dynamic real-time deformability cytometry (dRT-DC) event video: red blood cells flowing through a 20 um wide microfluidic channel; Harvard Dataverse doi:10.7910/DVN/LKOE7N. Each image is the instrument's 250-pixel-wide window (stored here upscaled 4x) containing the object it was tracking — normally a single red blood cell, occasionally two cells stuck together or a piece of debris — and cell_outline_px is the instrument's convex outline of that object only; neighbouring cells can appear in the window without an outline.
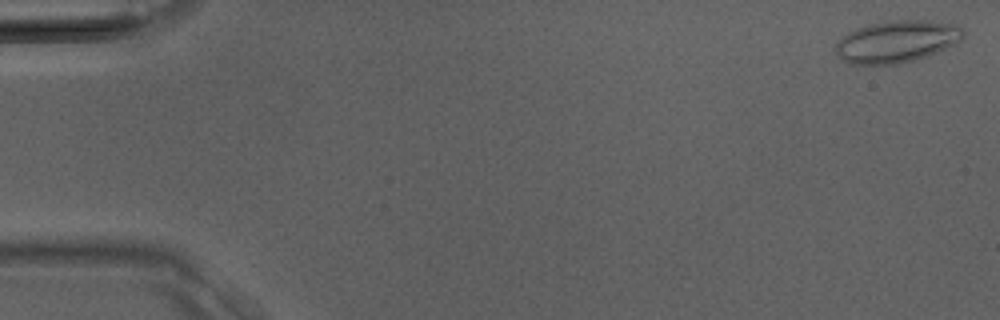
{"species": "Egyptian fruit bat (a non-hibernating species)", "species_latin": "Rousettus aegyptiacus", "temperature_condition": "room temperature", "stored_images_in_passage": 39, "camera_frame_rate_fps": 3000, "um_per_image_px": 0.085, "animal": {"sex": "male"}, "frame": {"image": 1, "passage_image": 1, "time_ms": 0.0, "image_size_px": [1000, 320], "cell_outline_px": [[964, 36], [956, 44], [936, 52], [912, 60], [896, 64], [848, 64], [836, 56], [836, 44], [844, 36], [856, 28], [872, 24], [892, 20], [928, 20], [956, 24], [964, 28]], "centroid_in_image_um": [76.24, 3.52], "position_along_channel_um": 8.8, "area_um2": 31.1}}
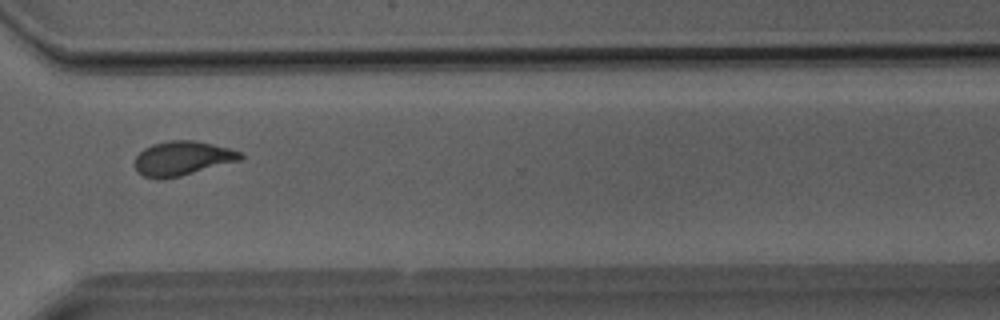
{"frame": {"image": 2, "passage_image": 29, "time_ms": 9.333, "image_size_px": [1000, 320], "cell_outline_px": [[244, 156], [240, 160], [180, 176], [160, 180], [156, 180], [144, 176], [136, 168], [136, 156], [144, 148], [152, 144], [172, 140], [196, 140], [228, 148], [240, 152]], "centroid_in_image_um": [15.49, 13.46], "position_along_channel_um": 355.1, "area_um2": 20.92}}
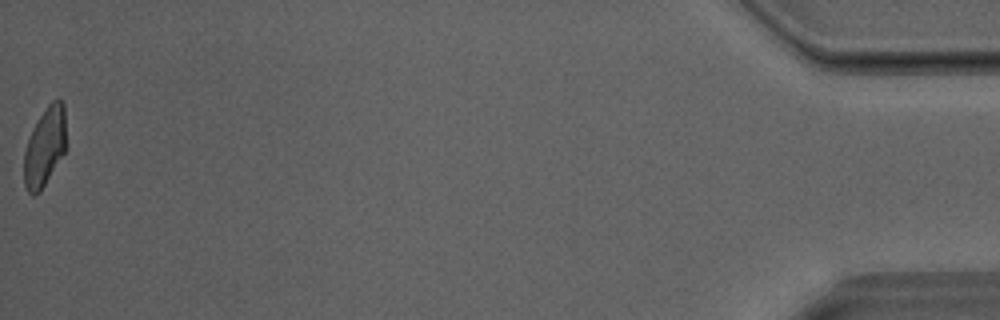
{"frame": {"image": 3, "passage_image": 39, "time_ms": 12.667, "image_size_px": [1000, 320], "cell_outline_px": [[64, 152], [40, 192], [32, 196], [28, 192], [24, 184], [24, 152], [32, 128], [48, 104], [52, 100], [60, 100], [64, 104]], "centroid_in_image_um": [3.77, 12.51], "position_along_channel_um": 431.4, "area_um2": 18.9}}